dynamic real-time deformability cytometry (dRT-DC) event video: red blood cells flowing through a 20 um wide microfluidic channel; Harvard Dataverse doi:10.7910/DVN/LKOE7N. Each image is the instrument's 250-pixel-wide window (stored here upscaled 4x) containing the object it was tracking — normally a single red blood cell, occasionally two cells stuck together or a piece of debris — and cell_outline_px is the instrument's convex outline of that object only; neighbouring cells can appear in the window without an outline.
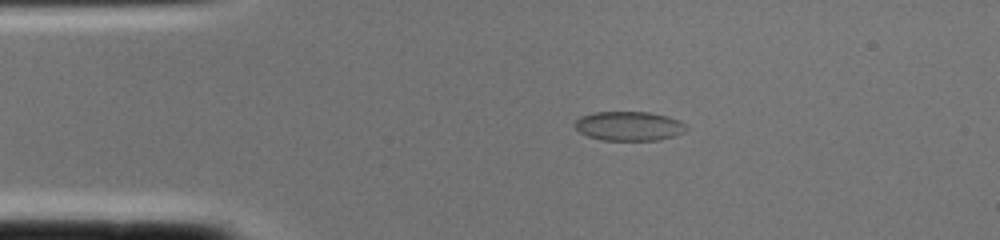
{"species": "common noctule bat (a hibernating species)", "species_latin": "Nyctalus noctula", "temperature_condition": "cold", "stored_images_in_passage": 1, "camera_frame_rate_fps": 3000, "um_per_image_px": 0.085, "animal": {"sex": "female", "body_mass_g": 22.0, "forearm_length_mm": 56.7}, "frame": {"image": 1, "passage_image": 1, "time_ms": 0.0, "image_size_px": [1000, 240], "cell_outline_px": [[688, 128], [684, 132], [676, 136], [656, 140], [600, 140], [588, 136], [580, 132], [572, 124], [580, 116], [592, 112], [648, 112], [668, 116], [680, 120]], "centroid_in_image_um": [53.46, 10.71], "position_along_channel_um": 31.5, "area_um2": 19.19}}